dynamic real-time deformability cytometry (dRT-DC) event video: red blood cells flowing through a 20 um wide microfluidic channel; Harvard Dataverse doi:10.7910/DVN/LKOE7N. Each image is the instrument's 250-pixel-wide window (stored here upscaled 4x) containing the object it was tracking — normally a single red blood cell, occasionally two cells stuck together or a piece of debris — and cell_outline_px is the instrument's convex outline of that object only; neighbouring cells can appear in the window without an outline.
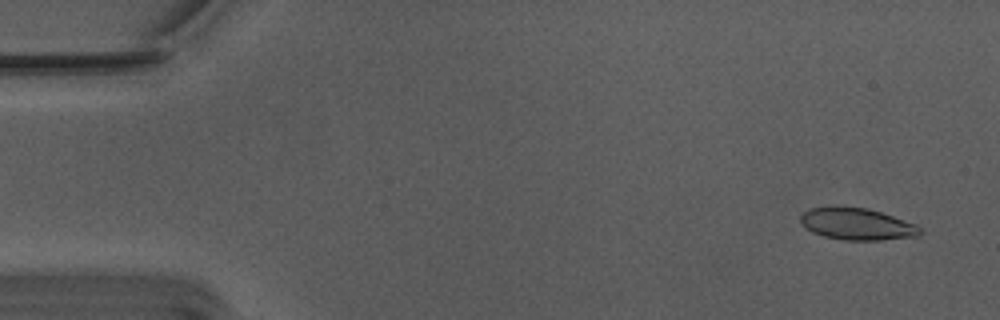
{"species": "Egyptian fruit bat (a non-hibernating species)", "species_latin": "Rousettus aegyptiacus", "temperature_condition": "warm", "stored_images_in_passage": 55, "camera_frame_rate_fps": 3000, "um_per_image_px": 0.085, "animal": {"sex": "male"}, "frame": {"image": 1, "passage_image": 3, "time_ms": 0.667, "image_size_px": [1000, 320], "cell_outline_px": [[924, 232], [920, 236], [880, 240], [844, 240], [824, 236], [812, 232], [800, 220], [800, 216], [808, 208], [868, 208], [916, 224]], "centroid_in_image_um": [72.9, 19.07], "position_along_channel_um": 12.1, "area_um2": 21.73}}
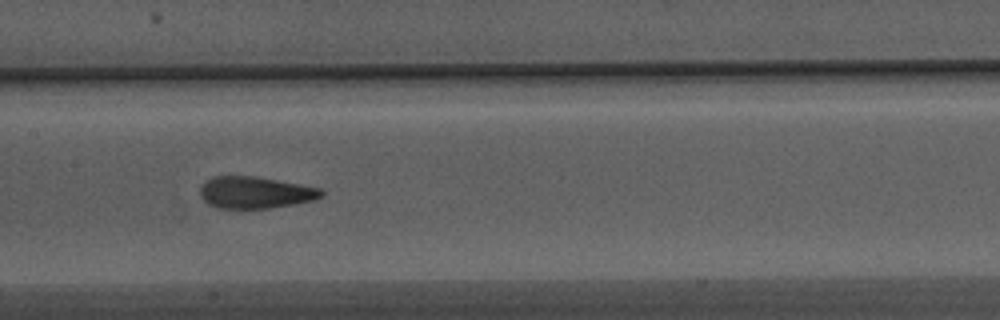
{"frame": {"image": 2, "passage_image": 27, "time_ms": 8.667, "image_size_px": [1000, 320], "cell_outline_px": [[324, 196], [316, 200], [268, 208], [216, 208], [208, 204], [200, 196], [200, 188], [208, 180], [216, 176], [252, 176], [276, 180], [320, 188], [324, 192]], "centroid_in_image_um": [21.71, 16.37], "position_along_channel_um": 185.7, "area_um2": 22.25}}
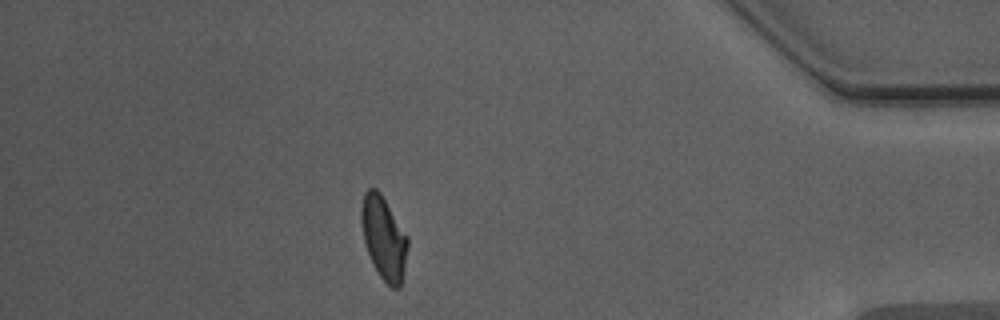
{"frame": {"image": 3, "passage_image": 48, "time_ms": 15.667, "image_size_px": [1000, 320], "cell_outline_px": [[408, 248], [404, 272], [400, 288], [392, 288], [380, 276], [372, 264], [364, 240], [360, 216], [360, 212], [364, 192], [368, 188], [376, 188], [380, 192], [408, 236]], "centroid_in_image_um": [32.63, 20.22], "position_along_channel_um": 402.6, "area_um2": 22.48}, "authors_computed_cell_mechanics": {"area_um2": 22.4842, "velocity_mm_per_s": 3.7501, "shape_relaxation_time_tau1_ms": 6.9397, "shape_relaxation_time_tau2_ms": 1.543, "deformation_change_tau1": 0.1927, "deformation_change_tau2": 0.0914}}